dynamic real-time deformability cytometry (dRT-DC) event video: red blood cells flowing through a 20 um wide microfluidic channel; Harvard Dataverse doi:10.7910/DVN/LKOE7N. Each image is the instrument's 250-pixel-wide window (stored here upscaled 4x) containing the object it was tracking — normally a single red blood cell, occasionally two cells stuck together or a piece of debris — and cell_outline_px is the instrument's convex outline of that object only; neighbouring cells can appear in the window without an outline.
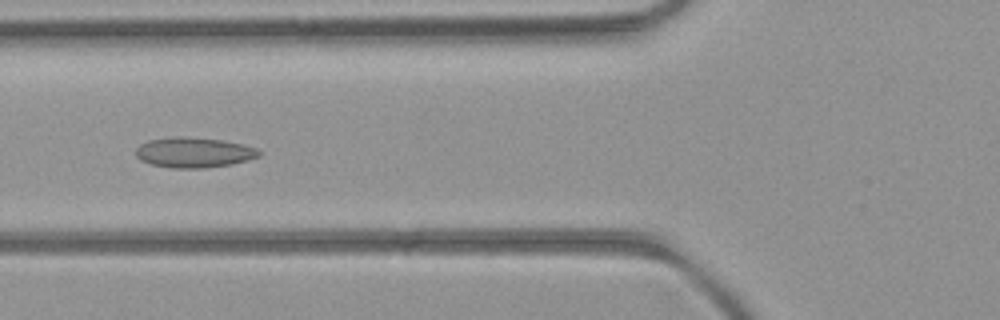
{"species": "common noctule bat (a hibernating species)", "species_latin": "Nyctalus noctula", "temperature_condition": "room temperature", "stored_images_in_passage": 45, "camera_frame_rate_fps": 3000, "um_per_image_px": 0.085, "animal": {"sex": "female", "body_mass_g": 21.9}, "frame": {"image": 1, "passage_image": 13, "time_ms": 4.0, "image_size_px": [1000, 320], "cell_outline_px": [[260, 156], [248, 160], [232, 164], [204, 168], [172, 168], [152, 164], [140, 160], [136, 156], [136, 148], [140, 144], [148, 140], [172, 136], [184, 136], [220, 140], [244, 144], [256, 148], [260, 152]], "centroid_in_image_um": [16.47, 12.95], "position_along_channel_um": 109.3, "area_um2": 21.79}}
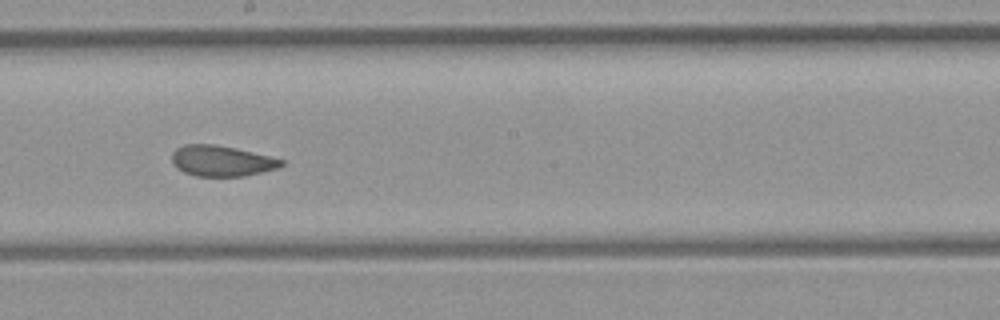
{"frame": {"image": 2, "passage_image": 22, "time_ms": 7.0, "image_size_px": [1000, 320], "cell_outline_px": [[284, 164], [276, 168], [244, 176], [196, 176], [184, 172], [176, 168], [172, 164], [172, 152], [176, 148], [184, 144], [212, 144], [236, 148], [284, 160]], "centroid_in_image_um": [18.78, 13.67], "position_along_channel_um": 229.4, "area_um2": 19.48}}
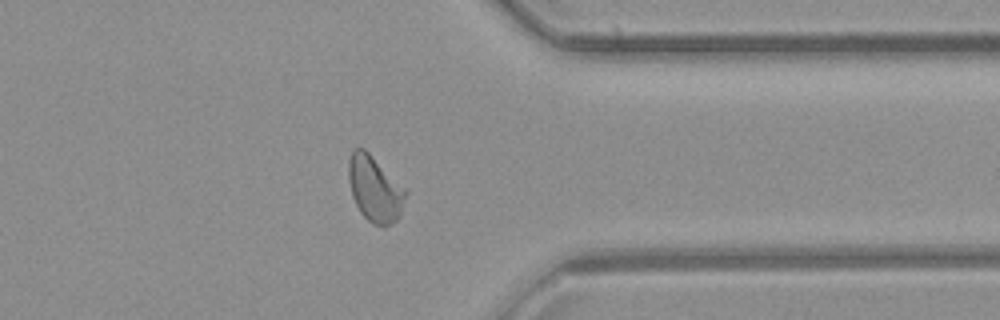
{"frame": {"image": 3, "passage_image": 34, "time_ms": 11.0, "image_size_px": [1000, 320], "cell_outline_px": [[408, 192], [400, 216], [396, 220], [384, 228], [372, 224], [360, 212], [352, 196], [348, 176], [348, 160], [352, 152], [356, 148], [364, 148]], "centroid_in_image_um": [31.86, 16.1], "position_along_channel_um": 379.5, "area_um2": 21.73}, "authors_computed_cell_mechanics": {"area_um2": 21.097, "velocity_mm_per_s": 3.994, "shape_relaxation_time_tau1_ms": 10.1475, "shape_relaxation_time_tau2_ms": 1.6148, "deformation_change_tau1": 0.179, "deformation_change_tau2": 0.0592}}